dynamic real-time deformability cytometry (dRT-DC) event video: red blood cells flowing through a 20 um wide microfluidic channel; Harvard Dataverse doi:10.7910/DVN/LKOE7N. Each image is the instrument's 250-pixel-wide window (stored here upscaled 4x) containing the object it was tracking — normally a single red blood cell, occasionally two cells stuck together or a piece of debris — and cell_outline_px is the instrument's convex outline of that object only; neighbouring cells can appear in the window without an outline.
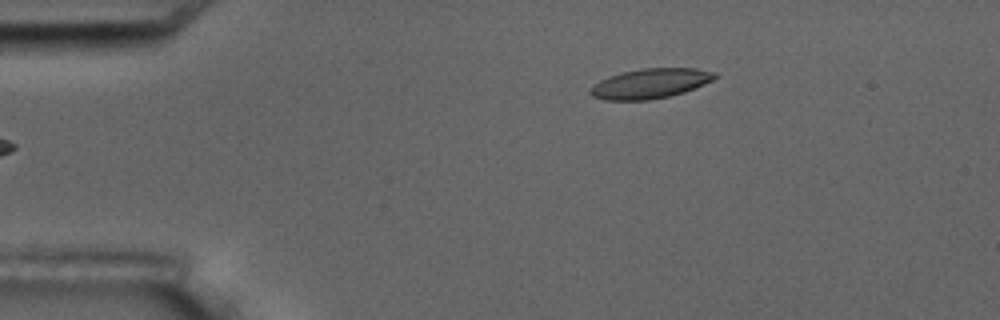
{"species": "common noctule bat (a hibernating species)", "species_latin": "Nyctalus noctula", "temperature_condition": "room temperature", "stored_images_in_passage": 3, "camera_frame_rate_fps": 3000, "um_per_image_px": 0.085, "animal": {"sex": "male", "body_mass_g": 17.5, "forearm_length_mm": 52.3}, "frame": {"image": 1, "passage_image": 3, "time_ms": 2.0, "image_size_px": [1000, 320], "cell_outline_px": [[720, 76], [704, 84], [684, 92], [668, 96], [648, 100], [604, 100], [592, 96], [588, 92], [600, 80], [608, 76], [640, 68], [696, 68], [716, 72]], "centroid_in_image_um": [55.3, 7.09], "position_along_channel_um": 29.7, "area_um2": 21.62}}